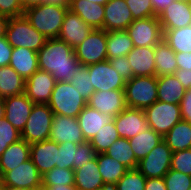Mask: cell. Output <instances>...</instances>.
<instances>
[{
	"label": "cell",
	"mask_w": 191,
	"mask_h": 190,
	"mask_svg": "<svg viewBox=\"0 0 191 190\" xmlns=\"http://www.w3.org/2000/svg\"><path fill=\"white\" fill-rule=\"evenodd\" d=\"M37 54L38 68L49 72L56 82L71 80L80 65L74 49L58 38L47 39Z\"/></svg>",
	"instance_id": "cell-1"
},
{
	"label": "cell",
	"mask_w": 191,
	"mask_h": 190,
	"mask_svg": "<svg viewBox=\"0 0 191 190\" xmlns=\"http://www.w3.org/2000/svg\"><path fill=\"white\" fill-rule=\"evenodd\" d=\"M69 8L43 3L24 11L31 25L47 39L58 38Z\"/></svg>",
	"instance_id": "cell-2"
},
{
	"label": "cell",
	"mask_w": 191,
	"mask_h": 190,
	"mask_svg": "<svg viewBox=\"0 0 191 190\" xmlns=\"http://www.w3.org/2000/svg\"><path fill=\"white\" fill-rule=\"evenodd\" d=\"M48 105L54 114L77 117L87 101L69 81H60L56 82Z\"/></svg>",
	"instance_id": "cell-3"
},
{
	"label": "cell",
	"mask_w": 191,
	"mask_h": 190,
	"mask_svg": "<svg viewBox=\"0 0 191 190\" xmlns=\"http://www.w3.org/2000/svg\"><path fill=\"white\" fill-rule=\"evenodd\" d=\"M5 37L13 48L25 47L35 52H38L47 40L31 25L25 15L9 18Z\"/></svg>",
	"instance_id": "cell-4"
},
{
	"label": "cell",
	"mask_w": 191,
	"mask_h": 190,
	"mask_svg": "<svg viewBox=\"0 0 191 190\" xmlns=\"http://www.w3.org/2000/svg\"><path fill=\"white\" fill-rule=\"evenodd\" d=\"M127 107L145 109L157 101V76H138L126 81Z\"/></svg>",
	"instance_id": "cell-5"
},
{
	"label": "cell",
	"mask_w": 191,
	"mask_h": 190,
	"mask_svg": "<svg viewBox=\"0 0 191 190\" xmlns=\"http://www.w3.org/2000/svg\"><path fill=\"white\" fill-rule=\"evenodd\" d=\"M53 115L48 104H34L21 132V139L29 144L49 139Z\"/></svg>",
	"instance_id": "cell-6"
},
{
	"label": "cell",
	"mask_w": 191,
	"mask_h": 190,
	"mask_svg": "<svg viewBox=\"0 0 191 190\" xmlns=\"http://www.w3.org/2000/svg\"><path fill=\"white\" fill-rule=\"evenodd\" d=\"M144 113L149 127L162 137L182 119L179 104H171L158 100L145 108Z\"/></svg>",
	"instance_id": "cell-7"
},
{
	"label": "cell",
	"mask_w": 191,
	"mask_h": 190,
	"mask_svg": "<svg viewBox=\"0 0 191 190\" xmlns=\"http://www.w3.org/2000/svg\"><path fill=\"white\" fill-rule=\"evenodd\" d=\"M106 42V30L92 29L87 38L74 48L79 64L88 66L107 60Z\"/></svg>",
	"instance_id": "cell-8"
},
{
	"label": "cell",
	"mask_w": 191,
	"mask_h": 190,
	"mask_svg": "<svg viewBox=\"0 0 191 190\" xmlns=\"http://www.w3.org/2000/svg\"><path fill=\"white\" fill-rule=\"evenodd\" d=\"M126 31L135 47L156 46L163 39L157 16L134 20Z\"/></svg>",
	"instance_id": "cell-9"
},
{
	"label": "cell",
	"mask_w": 191,
	"mask_h": 190,
	"mask_svg": "<svg viewBox=\"0 0 191 190\" xmlns=\"http://www.w3.org/2000/svg\"><path fill=\"white\" fill-rule=\"evenodd\" d=\"M96 156L97 153L89 141L81 144L67 141L58 144V163H56V167L75 170L86 165L89 161L95 159Z\"/></svg>",
	"instance_id": "cell-10"
},
{
	"label": "cell",
	"mask_w": 191,
	"mask_h": 190,
	"mask_svg": "<svg viewBox=\"0 0 191 190\" xmlns=\"http://www.w3.org/2000/svg\"><path fill=\"white\" fill-rule=\"evenodd\" d=\"M172 150L161 140L149 154L138 163L137 169L146 178H163L170 170Z\"/></svg>",
	"instance_id": "cell-11"
},
{
	"label": "cell",
	"mask_w": 191,
	"mask_h": 190,
	"mask_svg": "<svg viewBox=\"0 0 191 190\" xmlns=\"http://www.w3.org/2000/svg\"><path fill=\"white\" fill-rule=\"evenodd\" d=\"M2 186H16L30 190L42 189V175L31 159L1 176Z\"/></svg>",
	"instance_id": "cell-12"
},
{
	"label": "cell",
	"mask_w": 191,
	"mask_h": 190,
	"mask_svg": "<svg viewBox=\"0 0 191 190\" xmlns=\"http://www.w3.org/2000/svg\"><path fill=\"white\" fill-rule=\"evenodd\" d=\"M87 67L94 91L124 89L126 80L111 66L109 60Z\"/></svg>",
	"instance_id": "cell-13"
},
{
	"label": "cell",
	"mask_w": 191,
	"mask_h": 190,
	"mask_svg": "<svg viewBox=\"0 0 191 190\" xmlns=\"http://www.w3.org/2000/svg\"><path fill=\"white\" fill-rule=\"evenodd\" d=\"M49 139L55 141L57 144H62L67 141L74 144L85 142L77 117H68L58 114L53 115Z\"/></svg>",
	"instance_id": "cell-14"
},
{
	"label": "cell",
	"mask_w": 191,
	"mask_h": 190,
	"mask_svg": "<svg viewBox=\"0 0 191 190\" xmlns=\"http://www.w3.org/2000/svg\"><path fill=\"white\" fill-rule=\"evenodd\" d=\"M55 84L56 80L49 72L38 69L25 79L24 93L34 104H48Z\"/></svg>",
	"instance_id": "cell-15"
},
{
	"label": "cell",
	"mask_w": 191,
	"mask_h": 190,
	"mask_svg": "<svg viewBox=\"0 0 191 190\" xmlns=\"http://www.w3.org/2000/svg\"><path fill=\"white\" fill-rule=\"evenodd\" d=\"M113 120L120 138L130 139L149 128L143 109L126 107Z\"/></svg>",
	"instance_id": "cell-16"
},
{
	"label": "cell",
	"mask_w": 191,
	"mask_h": 190,
	"mask_svg": "<svg viewBox=\"0 0 191 190\" xmlns=\"http://www.w3.org/2000/svg\"><path fill=\"white\" fill-rule=\"evenodd\" d=\"M87 105L103 114L115 117L127 107L124 89L95 91L87 101Z\"/></svg>",
	"instance_id": "cell-17"
},
{
	"label": "cell",
	"mask_w": 191,
	"mask_h": 190,
	"mask_svg": "<svg viewBox=\"0 0 191 190\" xmlns=\"http://www.w3.org/2000/svg\"><path fill=\"white\" fill-rule=\"evenodd\" d=\"M4 105L6 120L9 121L17 130L22 132L30 116L34 103L25 93H23L17 96L5 97Z\"/></svg>",
	"instance_id": "cell-18"
},
{
	"label": "cell",
	"mask_w": 191,
	"mask_h": 190,
	"mask_svg": "<svg viewBox=\"0 0 191 190\" xmlns=\"http://www.w3.org/2000/svg\"><path fill=\"white\" fill-rule=\"evenodd\" d=\"M133 21L125 0H109L104 5V30H126Z\"/></svg>",
	"instance_id": "cell-19"
},
{
	"label": "cell",
	"mask_w": 191,
	"mask_h": 190,
	"mask_svg": "<svg viewBox=\"0 0 191 190\" xmlns=\"http://www.w3.org/2000/svg\"><path fill=\"white\" fill-rule=\"evenodd\" d=\"M92 29L77 14L68 9L58 39L65 41L74 49L87 38Z\"/></svg>",
	"instance_id": "cell-20"
},
{
	"label": "cell",
	"mask_w": 191,
	"mask_h": 190,
	"mask_svg": "<svg viewBox=\"0 0 191 190\" xmlns=\"http://www.w3.org/2000/svg\"><path fill=\"white\" fill-rule=\"evenodd\" d=\"M30 159L41 175L58 163V144L50 139L30 144Z\"/></svg>",
	"instance_id": "cell-21"
},
{
	"label": "cell",
	"mask_w": 191,
	"mask_h": 190,
	"mask_svg": "<svg viewBox=\"0 0 191 190\" xmlns=\"http://www.w3.org/2000/svg\"><path fill=\"white\" fill-rule=\"evenodd\" d=\"M162 30L182 28L191 25V10L188 2L174 0L158 16Z\"/></svg>",
	"instance_id": "cell-22"
},
{
	"label": "cell",
	"mask_w": 191,
	"mask_h": 190,
	"mask_svg": "<svg viewBox=\"0 0 191 190\" xmlns=\"http://www.w3.org/2000/svg\"><path fill=\"white\" fill-rule=\"evenodd\" d=\"M127 58L133 70V77L156 75L154 46H134Z\"/></svg>",
	"instance_id": "cell-23"
},
{
	"label": "cell",
	"mask_w": 191,
	"mask_h": 190,
	"mask_svg": "<svg viewBox=\"0 0 191 190\" xmlns=\"http://www.w3.org/2000/svg\"><path fill=\"white\" fill-rule=\"evenodd\" d=\"M114 119L111 115H106L86 105L77 116L79 127L85 141H90L101 128Z\"/></svg>",
	"instance_id": "cell-24"
},
{
	"label": "cell",
	"mask_w": 191,
	"mask_h": 190,
	"mask_svg": "<svg viewBox=\"0 0 191 190\" xmlns=\"http://www.w3.org/2000/svg\"><path fill=\"white\" fill-rule=\"evenodd\" d=\"M69 9L93 29H103L104 5L88 0H70Z\"/></svg>",
	"instance_id": "cell-25"
},
{
	"label": "cell",
	"mask_w": 191,
	"mask_h": 190,
	"mask_svg": "<svg viewBox=\"0 0 191 190\" xmlns=\"http://www.w3.org/2000/svg\"><path fill=\"white\" fill-rule=\"evenodd\" d=\"M9 66L24 79H27L39 69L38 54L25 47H15L12 51Z\"/></svg>",
	"instance_id": "cell-26"
},
{
	"label": "cell",
	"mask_w": 191,
	"mask_h": 190,
	"mask_svg": "<svg viewBox=\"0 0 191 190\" xmlns=\"http://www.w3.org/2000/svg\"><path fill=\"white\" fill-rule=\"evenodd\" d=\"M30 159V144L20 139L10 144L0 156V174L14 170L21 163Z\"/></svg>",
	"instance_id": "cell-27"
},
{
	"label": "cell",
	"mask_w": 191,
	"mask_h": 190,
	"mask_svg": "<svg viewBox=\"0 0 191 190\" xmlns=\"http://www.w3.org/2000/svg\"><path fill=\"white\" fill-rule=\"evenodd\" d=\"M186 89L174 74L157 76V100L180 104Z\"/></svg>",
	"instance_id": "cell-28"
},
{
	"label": "cell",
	"mask_w": 191,
	"mask_h": 190,
	"mask_svg": "<svg viewBox=\"0 0 191 190\" xmlns=\"http://www.w3.org/2000/svg\"><path fill=\"white\" fill-rule=\"evenodd\" d=\"M104 184L97 164V156L74 170V185L78 190H95Z\"/></svg>",
	"instance_id": "cell-29"
},
{
	"label": "cell",
	"mask_w": 191,
	"mask_h": 190,
	"mask_svg": "<svg viewBox=\"0 0 191 190\" xmlns=\"http://www.w3.org/2000/svg\"><path fill=\"white\" fill-rule=\"evenodd\" d=\"M156 76L174 74L178 69L175 51L162 39L154 46Z\"/></svg>",
	"instance_id": "cell-30"
},
{
	"label": "cell",
	"mask_w": 191,
	"mask_h": 190,
	"mask_svg": "<svg viewBox=\"0 0 191 190\" xmlns=\"http://www.w3.org/2000/svg\"><path fill=\"white\" fill-rule=\"evenodd\" d=\"M172 152L191 148V123L181 119L163 137Z\"/></svg>",
	"instance_id": "cell-31"
},
{
	"label": "cell",
	"mask_w": 191,
	"mask_h": 190,
	"mask_svg": "<svg viewBox=\"0 0 191 190\" xmlns=\"http://www.w3.org/2000/svg\"><path fill=\"white\" fill-rule=\"evenodd\" d=\"M24 91L25 79L9 65L0 67V96H17Z\"/></svg>",
	"instance_id": "cell-32"
},
{
	"label": "cell",
	"mask_w": 191,
	"mask_h": 190,
	"mask_svg": "<svg viewBox=\"0 0 191 190\" xmlns=\"http://www.w3.org/2000/svg\"><path fill=\"white\" fill-rule=\"evenodd\" d=\"M107 33V60L127 56L134 48L133 42L126 30H112Z\"/></svg>",
	"instance_id": "cell-33"
},
{
	"label": "cell",
	"mask_w": 191,
	"mask_h": 190,
	"mask_svg": "<svg viewBox=\"0 0 191 190\" xmlns=\"http://www.w3.org/2000/svg\"><path fill=\"white\" fill-rule=\"evenodd\" d=\"M128 140L136 160L139 162L163 140V137L149 127Z\"/></svg>",
	"instance_id": "cell-34"
},
{
	"label": "cell",
	"mask_w": 191,
	"mask_h": 190,
	"mask_svg": "<svg viewBox=\"0 0 191 190\" xmlns=\"http://www.w3.org/2000/svg\"><path fill=\"white\" fill-rule=\"evenodd\" d=\"M97 164L104 183H117L129 170L116 159L105 153L97 154Z\"/></svg>",
	"instance_id": "cell-35"
},
{
	"label": "cell",
	"mask_w": 191,
	"mask_h": 190,
	"mask_svg": "<svg viewBox=\"0 0 191 190\" xmlns=\"http://www.w3.org/2000/svg\"><path fill=\"white\" fill-rule=\"evenodd\" d=\"M105 154L116 159L128 169H136L138 167L139 162L136 160L129 140L126 138H119L113 142Z\"/></svg>",
	"instance_id": "cell-36"
},
{
	"label": "cell",
	"mask_w": 191,
	"mask_h": 190,
	"mask_svg": "<svg viewBox=\"0 0 191 190\" xmlns=\"http://www.w3.org/2000/svg\"><path fill=\"white\" fill-rule=\"evenodd\" d=\"M162 31L163 39L175 52H191V25Z\"/></svg>",
	"instance_id": "cell-37"
},
{
	"label": "cell",
	"mask_w": 191,
	"mask_h": 190,
	"mask_svg": "<svg viewBox=\"0 0 191 190\" xmlns=\"http://www.w3.org/2000/svg\"><path fill=\"white\" fill-rule=\"evenodd\" d=\"M114 120L105 124L97 134L89 141L97 154L105 153L108 148L119 139Z\"/></svg>",
	"instance_id": "cell-38"
},
{
	"label": "cell",
	"mask_w": 191,
	"mask_h": 190,
	"mask_svg": "<svg viewBox=\"0 0 191 190\" xmlns=\"http://www.w3.org/2000/svg\"><path fill=\"white\" fill-rule=\"evenodd\" d=\"M69 82L77 88L86 101H88L91 95L95 92L94 87L91 84L87 66L80 64L74 71V76Z\"/></svg>",
	"instance_id": "cell-39"
},
{
	"label": "cell",
	"mask_w": 191,
	"mask_h": 190,
	"mask_svg": "<svg viewBox=\"0 0 191 190\" xmlns=\"http://www.w3.org/2000/svg\"><path fill=\"white\" fill-rule=\"evenodd\" d=\"M74 185V170L70 168L54 167L42 175V186Z\"/></svg>",
	"instance_id": "cell-40"
},
{
	"label": "cell",
	"mask_w": 191,
	"mask_h": 190,
	"mask_svg": "<svg viewBox=\"0 0 191 190\" xmlns=\"http://www.w3.org/2000/svg\"><path fill=\"white\" fill-rule=\"evenodd\" d=\"M146 177L136 168L129 169L116 183V190H145Z\"/></svg>",
	"instance_id": "cell-41"
},
{
	"label": "cell",
	"mask_w": 191,
	"mask_h": 190,
	"mask_svg": "<svg viewBox=\"0 0 191 190\" xmlns=\"http://www.w3.org/2000/svg\"><path fill=\"white\" fill-rule=\"evenodd\" d=\"M21 139V132L17 130L6 118L0 120V156L10 144Z\"/></svg>",
	"instance_id": "cell-42"
},
{
	"label": "cell",
	"mask_w": 191,
	"mask_h": 190,
	"mask_svg": "<svg viewBox=\"0 0 191 190\" xmlns=\"http://www.w3.org/2000/svg\"><path fill=\"white\" fill-rule=\"evenodd\" d=\"M167 190H190L191 176L170 169L163 177Z\"/></svg>",
	"instance_id": "cell-43"
},
{
	"label": "cell",
	"mask_w": 191,
	"mask_h": 190,
	"mask_svg": "<svg viewBox=\"0 0 191 190\" xmlns=\"http://www.w3.org/2000/svg\"><path fill=\"white\" fill-rule=\"evenodd\" d=\"M170 169L191 176V148L173 152Z\"/></svg>",
	"instance_id": "cell-44"
},
{
	"label": "cell",
	"mask_w": 191,
	"mask_h": 190,
	"mask_svg": "<svg viewBox=\"0 0 191 190\" xmlns=\"http://www.w3.org/2000/svg\"><path fill=\"white\" fill-rule=\"evenodd\" d=\"M132 13L133 19H142L154 16L151 0H125Z\"/></svg>",
	"instance_id": "cell-45"
},
{
	"label": "cell",
	"mask_w": 191,
	"mask_h": 190,
	"mask_svg": "<svg viewBox=\"0 0 191 190\" xmlns=\"http://www.w3.org/2000/svg\"><path fill=\"white\" fill-rule=\"evenodd\" d=\"M0 15L8 18L24 15L20 0H0Z\"/></svg>",
	"instance_id": "cell-46"
},
{
	"label": "cell",
	"mask_w": 191,
	"mask_h": 190,
	"mask_svg": "<svg viewBox=\"0 0 191 190\" xmlns=\"http://www.w3.org/2000/svg\"><path fill=\"white\" fill-rule=\"evenodd\" d=\"M109 62L126 81L133 78V70L127 56L112 58Z\"/></svg>",
	"instance_id": "cell-47"
},
{
	"label": "cell",
	"mask_w": 191,
	"mask_h": 190,
	"mask_svg": "<svg viewBox=\"0 0 191 190\" xmlns=\"http://www.w3.org/2000/svg\"><path fill=\"white\" fill-rule=\"evenodd\" d=\"M13 47L7 42L6 37L0 38V67L10 64Z\"/></svg>",
	"instance_id": "cell-48"
},
{
	"label": "cell",
	"mask_w": 191,
	"mask_h": 190,
	"mask_svg": "<svg viewBox=\"0 0 191 190\" xmlns=\"http://www.w3.org/2000/svg\"><path fill=\"white\" fill-rule=\"evenodd\" d=\"M179 106L182 119L191 123V88L186 90Z\"/></svg>",
	"instance_id": "cell-49"
},
{
	"label": "cell",
	"mask_w": 191,
	"mask_h": 190,
	"mask_svg": "<svg viewBox=\"0 0 191 190\" xmlns=\"http://www.w3.org/2000/svg\"><path fill=\"white\" fill-rule=\"evenodd\" d=\"M175 57L178 68L191 70V52H175Z\"/></svg>",
	"instance_id": "cell-50"
},
{
	"label": "cell",
	"mask_w": 191,
	"mask_h": 190,
	"mask_svg": "<svg viewBox=\"0 0 191 190\" xmlns=\"http://www.w3.org/2000/svg\"><path fill=\"white\" fill-rule=\"evenodd\" d=\"M174 75L177 77V79L186 90L191 88V70L178 68L175 71Z\"/></svg>",
	"instance_id": "cell-51"
},
{
	"label": "cell",
	"mask_w": 191,
	"mask_h": 190,
	"mask_svg": "<svg viewBox=\"0 0 191 190\" xmlns=\"http://www.w3.org/2000/svg\"><path fill=\"white\" fill-rule=\"evenodd\" d=\"M145 190H167L163 178H146Z\"/></svg>",
	"instance_id": "cell-52"
},
{
	"label": "cell",
	"mask_w": 191,
	"mask_h": 190,
	"mask_svg": "<svg viewBox=\"0 0 191 190\" xmlns=\"http://www.w3.org/2000/svg\"><path fill=\"white\" fill-rule=\"evenodd\" d=\"M174 0H151L153 9H154V16H159L163 10L172 4Z\"/></svg>",
	"instance_id": "cell-53"
},
{
	"label": "cell",
	"mask_w": 191,
	"mask_h": 190,
	"mask_svg": "<svg viewBox=\"0 0 191 190\" xmlns=\"http://www.w3.org/2000/svg\"><path fill=\"white\" fill-rule=\"evenodd\" d=\"M42 189L44 190H78L75 185H57L54 184L52 186H42Z\"/></svg>",
	"instance_id": "cell-54"
},
{
	"label": "cell",
	"mask_w": 191,
	"mask_h": 190,
	"mask_svg": "<svg viewBox=\"0 0 191 190\" xmlns=\"http://www.w3.org/2000/svg\"><path fill=\"white\" fill-rule=\"evenodd\" d=\"M23 10L43 4V0H20Z\"/></svg>",
	"instance_id": "cell-55"
},
{
	"label": "cell",
	"mask_w": 191,
	"mask_h": 190,
	"mask_svg": "<svg viewBox=\"0 0 191 190\" xmlns=\"http://www.w3.org/2000/svg\"><path fill=\"white\" fill-rule=\"evenodd\" d=\"M9 18L0 15V38L5 37Z\"/></svg>",
	"instance_id": "cell-56"
},
{
	"label": "cell",
	"mask_w": 191,
	"mask_h": 190,
	"mask_svg": "<svg viewBox=\"0 0 191 190\" xmlns=\"http://www.w3.org/2000/svg\"><path fill=\"white\" fill-rule=\"evenodd\" d=\"M43 3L69 8L70 0H43Z\"/></svg>",
	"instance_id": "cell-57"
},
{
	"label": "cell",
	"mask_w": 191,
	"mask_h": 190,
	"mask_svg": "<svg viewBox=\"0 0 191 190\" xmlns=\"http://www.w3.org/2000/svg\"><path fill=\"white\" fill-rule=\"evenodd\" d=\"M95 190H116V184L115 183H104L100 188H97Z\"/></svg>",
	"instance_id": "cell-58"
},
{
	"label": "cell",
	"mask_w": 191,
	"mask_h": 190,
	"mask_svg": "<svg viewBox=\"0 0 191 190\" xmlns=\"http://www.w3.org/2000/svg\"><path fill=\"white\" fill-rule=\"evenodd\" d=\"M5 118L4 97L0 96V120Z\"/></svg>",
	"instance_id": "cell-59"
},
{
	"label": "cell",
	"mask_w": 191,
	"mask_h": 190,
	"mask_svg": "<svg viewBox=\"0 0 191 190\" xmlns=\"http://www.w3.org/2000/svg\"><path fill=\"white\" fill-rule=\"evenodd\" d=\"M1 190H30V189L22 188V187H16V186H2Z\"/></svg>",
	"instance_id": "cell-60"
},
{
	"label": "cell",
	"mask_w": 191,
	"mask_h": 190,
	"mask_svg": "<svg viewBox=\"0 0 191 190\" xmlns=\"http://www.w3.org/2000/svg\"><path fill=\"white\" fill-rule=\"evenodd\" d=\"M89 2L98 3L101 5H105L109 0H88Z\"/></svg>",
	"instance_id": "cell-61"
},
{
	"label": "cell",
	"mask_w": 191,
	"mask_h": 190,
	"mask_svg": "<svg viewBox=\"0 0 191 190\" xmlns=\"http://www.w3.org/2000/svg\"><path fill=\"white\" fill-rule=\"evenodd\" d=\"M1 187H2V181H1V177H0V190H1Z\"/></svg>",
	"instance_id": "cell-62"
},
{
	"label": "cell",
	"mask_w": 191,
	"mask_h": 190,
	"mask_svg": "<svg viewBox=\"0 0 191 190\" xmlns=\"http://www.w3.org/2000/svg\"><path fill=\"white\" fill-rule=\"evenodd\" d=\"M178 1L189 2L190 0H178Z\"/></svg>",
	"instance_id": "cell-63"
},
{
	"label": "cell",
	"mask_w": 191,
	"mask_h": 190,
	"mask_svg": "<svg viewBox=\"0 0 191 190\" xmlns=\"http://www.w3.org/2000/svg\"><path fill=\"white\" fill-rule=\"evenodd\" d=\"M188 3H189V6H190V10H191V0Z\"/></svg>",
	"instance_id": "cell-64"
}]
</instances>
